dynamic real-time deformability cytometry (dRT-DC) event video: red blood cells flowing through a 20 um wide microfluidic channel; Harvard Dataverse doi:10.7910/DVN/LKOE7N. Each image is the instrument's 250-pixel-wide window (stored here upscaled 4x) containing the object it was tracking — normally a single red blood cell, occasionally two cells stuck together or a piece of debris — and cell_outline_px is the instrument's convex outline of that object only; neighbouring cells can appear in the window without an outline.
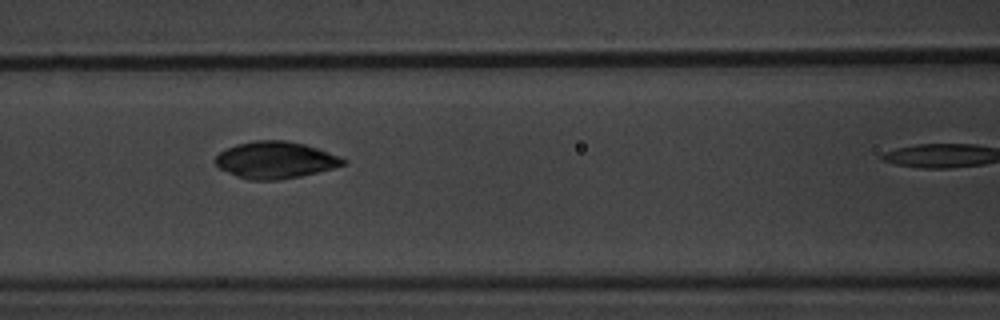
{"species": "common noctule bat (a hibernating species)", "species_latin": "Nyctalus noctula", "temperature_condition": "warm", "stored_images_in_passage": 7, "camera_frame_rate_fps": 3000, "um_per_image_px": 0.085, "animal": {"sex": "male", "body_mass_g": 20.1, "forearm_length_mm": 53.5}, "frame": {"image": 1, "passage_image": 6, "time_ms": 6.667, "image_size_px": [1000, 320], "cell_outline_px": [[348, 160], [344, 164], [332, 168], [300, 176], [276, 180], [248, 180], [236, 176], [220, 168], [212, 160], [220, 152], [236, 144], [256, 140], [284, 140], [304, 144], [340, 156]], "centroid_in_image_um": [23.38, 13.6], "position_along_channel_um": 143.2, "area_um2": 27.28}}